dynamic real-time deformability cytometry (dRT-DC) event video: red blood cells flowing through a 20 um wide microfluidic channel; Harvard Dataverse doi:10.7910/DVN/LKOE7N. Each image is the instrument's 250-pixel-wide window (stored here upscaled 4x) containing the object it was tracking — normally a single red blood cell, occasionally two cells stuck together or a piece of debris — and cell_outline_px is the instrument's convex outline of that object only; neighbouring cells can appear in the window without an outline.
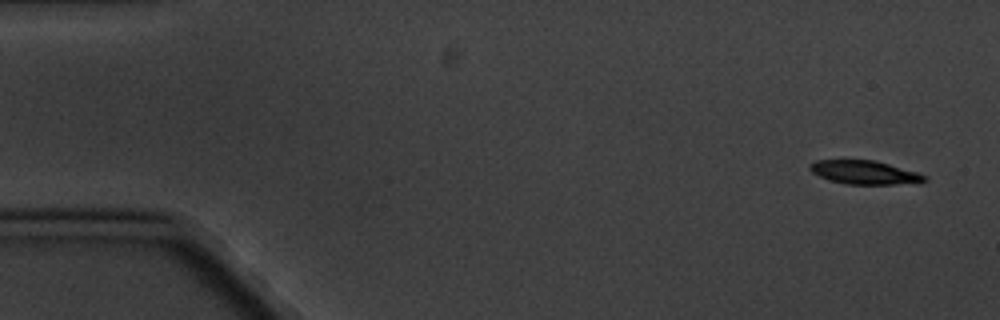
{"species": "common noctule bat (a hibernating species)", "species_latin": "Nyctalus noctula", "temperature_condition": "cold", "stored_images_in_passage": 5, "camera_frame_rate_fps": 3000, "um_per_image_px": 0.085, "animal": {"sex": "male", "body_mass_g": 20.1, "forearm_length_mm": 53.5}, "frame": {"image": 1, "passage_image": 1, "time_ms": 0.0, "image_size_px": [1000, 320], "cell_outline_px": [[928, 180], [920, 184], [844, 184], [828, 180], [812, 172], [808, 168], [808, 164], [816, 160], [876, 160], [916, 172], [928, 176]], "centroid_in_image_um": [73.52, 14.66], "position_along_channel_um": 11.5, "area_um2": 16.07}}
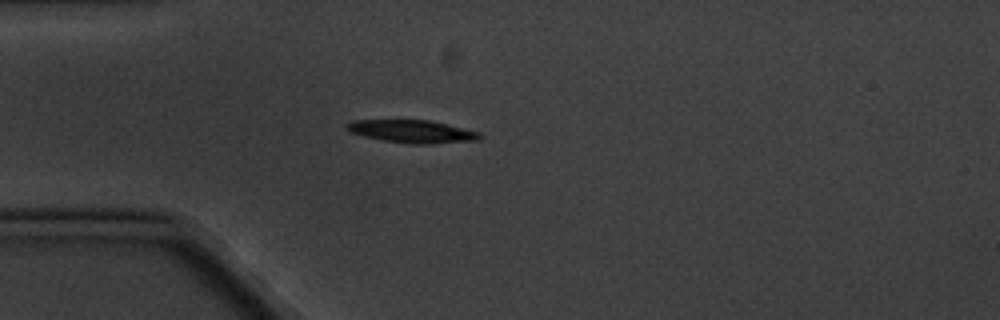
{"frame": {"image": 2, "passage_image": 5, "time_ms": 4.333, "image_size_px": [1000, 320], "cell_outline_px": [[484, 136], [480, 140], [428, 144], [412, 144], [380, 140], [348, 132], [344, 128], [344, 124], [352, 120], [428, 120], [480, 132]], "centroid_in_image_um": [34.99, 11.18], "position_along_channel_um": 50.0, "area_um2": 17.86}}